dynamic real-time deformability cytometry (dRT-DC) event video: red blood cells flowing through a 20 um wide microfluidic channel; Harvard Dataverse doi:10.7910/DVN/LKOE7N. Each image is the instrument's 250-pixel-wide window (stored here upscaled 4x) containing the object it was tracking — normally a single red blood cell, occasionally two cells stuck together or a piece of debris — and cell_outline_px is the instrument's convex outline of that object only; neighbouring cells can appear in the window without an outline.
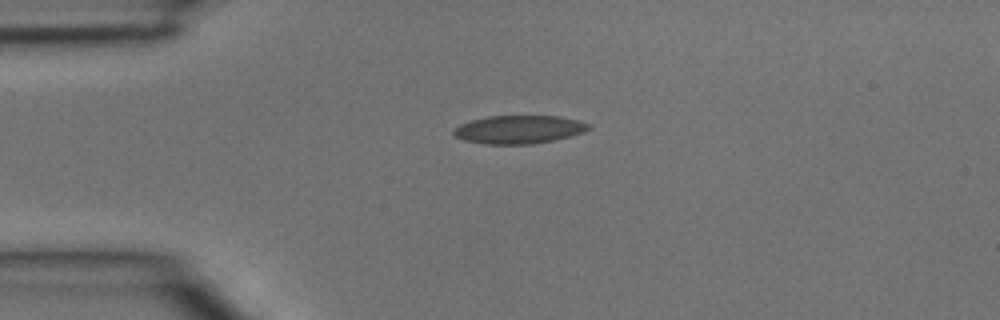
{"species": "common noctule bat (a hibernating species)", "species_latin": "Nyctalus noctula", "temperature_condition": "room temperature", "stored_images_in_passage": 1, "camera_frame_rate_fps": 3000, "um_per_image_px": 0.085, "animal": {"sex": "male", "body_mass_g": 15.6}, "frame": {"image": 1, "passage_image": 1, "time_ms": 0.0, "image_size_px": [1000, 320], "cell_outline_px": [[592, 128], [584, 132], [572, 136], [556, 140], [532, 144], [484, 144], [464, 140], [456, 136], [452, 132], [460, 124], [472, 120], [488, 116], [560, 116], [580, 120], [588, 124]], "centroid_in_image_um": [44.16, 11.01], "position_along_channel_um": 40.8, "area_um2": 22.31}}